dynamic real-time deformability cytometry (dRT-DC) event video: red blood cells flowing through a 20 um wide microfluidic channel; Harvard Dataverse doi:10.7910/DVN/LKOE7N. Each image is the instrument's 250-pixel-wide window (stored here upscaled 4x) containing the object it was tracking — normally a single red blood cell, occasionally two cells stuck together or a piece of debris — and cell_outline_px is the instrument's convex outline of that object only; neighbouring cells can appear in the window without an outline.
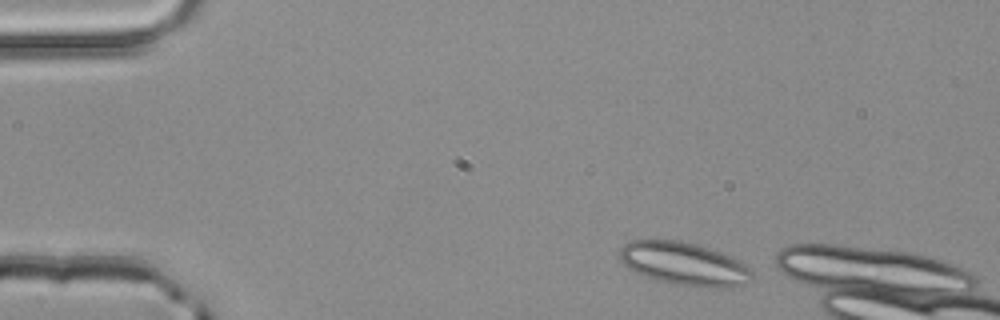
{"species": "common noctule bat (a hibernating species)", "species_latin": "Nyctalus noctula", "temperature_condition": "room temperature", "stored_images_in_passage": 47, "camera_frame_rate_fps": 3000, "um_per_image_px": 0.085, "animal": {"sex": "male", "body_mass_g": 20.4}, "frame": {"image": 1, "passage_image": 2, "time_ms": 0.333, "image_size_px": [1000, 320], "cell_outline_px": [[752, 280], [744, 284], [732, 288], [712, 288], [676, 284], [660, 280], [636, 272], [624, 264], [620, 260], [620, 248], [624, 244], [632, 240], [680, 240], [696, 244], [720, 252], [740, 260], [752, 268]], "centroid_in_image_um": [58.22, 22.42], "position_along_channel_um": 26.8, "area_um2": 33.18}}
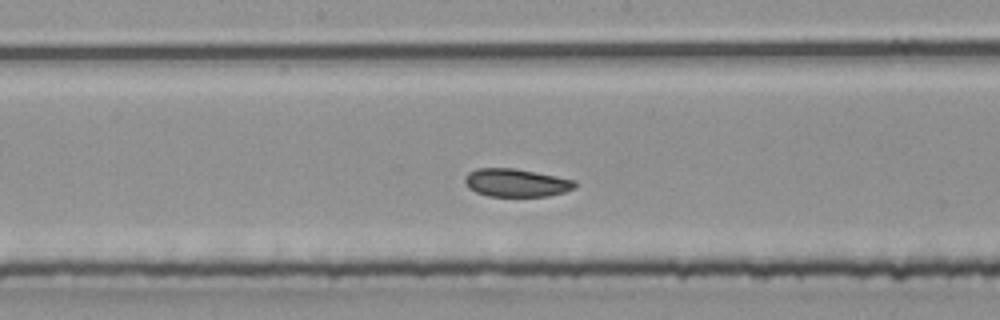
{"frame": {"image": 2, "passage_image": 21, "time_ms": 6.667, "image_size_px": [1000, 320], "cell_outline_px": [[576, 188], [564, 192], [548, 196], [488, 196], [476, 192], [468, 188], [464, 180], [468, 172], [476, 168], [512, 168], [536, 172], [576, 180]], "centroid_in_image_um": [43.88, 15.53], "position_along_channel_um": 204.3, "area_um2": 18.03}}
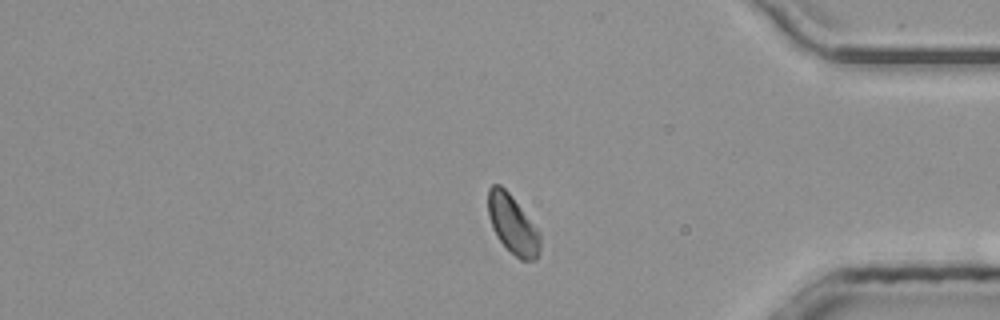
{"frame": {"image": 3, "passage_image": 37, "time_ms": 12.0, "image_size_px": [1000, 320], "cell_outline_px": [[540, 252], [536, 260], [520, 260], [496, 236], [492, 228], [488, 216], [488, 188], [492, 184], [500, 184], [508, 192], [540, 232]], "centroid_in_image_um": [43.57, 19.08], "position_along_channel_um": 391.6, "area_um2": 17.69}, "authors_computed_cell_mechanics": {"area_um2": 18.3226, "velocity_mm_per_s": 3.9718, "shape_relaxation_time_tau1_ms": 3.6374, "shape_relaxation_time_tau2_ms": 1.9949, "deformation_change_tau1": 0.0913, "deformation_change_tau2": 0.0568}}